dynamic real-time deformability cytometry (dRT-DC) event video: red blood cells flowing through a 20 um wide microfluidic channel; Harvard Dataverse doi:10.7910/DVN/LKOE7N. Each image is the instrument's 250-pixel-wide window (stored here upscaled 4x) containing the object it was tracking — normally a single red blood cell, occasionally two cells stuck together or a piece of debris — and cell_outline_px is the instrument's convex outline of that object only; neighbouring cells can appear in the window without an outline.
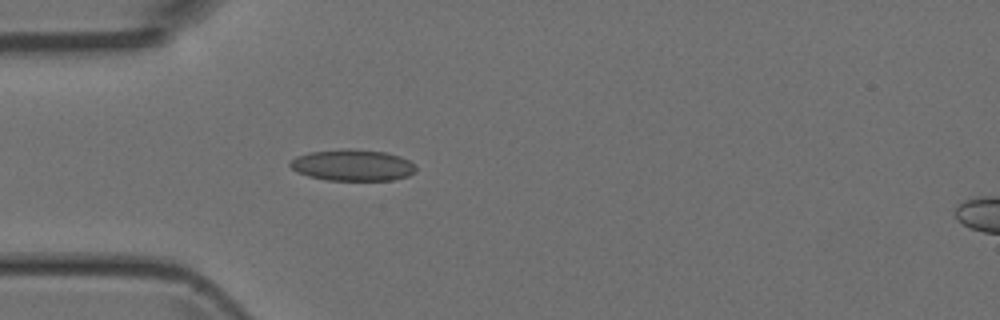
{"species": "Egyptian fruit bat (a non-hibernating species)", "species_latin": "Rousettus aegyptiacus", "temperature_condition": "room temperature", "stored_images_in_passage": 4, "camera_frame_rate_fps": 3000, "um_per_image_px": 0.085, "animal": {"sex": "female"}, "frame": {"image": 1, "passage_image": 4, "time_ms": 4.333, "image_size_px": [1000, 320], "cell_outline_px": [[416, 172], [408, 176], [392, 180], [324, 180], [308, 176], [296, 172], [288, 164], [296, 156], [308, 152], [384, 152], [400, 156], [416, 164]], "centroid_in_image_um": [29.99, 14.1], "position_along_channel_um": 55.0, "area_um2": 22.08}}